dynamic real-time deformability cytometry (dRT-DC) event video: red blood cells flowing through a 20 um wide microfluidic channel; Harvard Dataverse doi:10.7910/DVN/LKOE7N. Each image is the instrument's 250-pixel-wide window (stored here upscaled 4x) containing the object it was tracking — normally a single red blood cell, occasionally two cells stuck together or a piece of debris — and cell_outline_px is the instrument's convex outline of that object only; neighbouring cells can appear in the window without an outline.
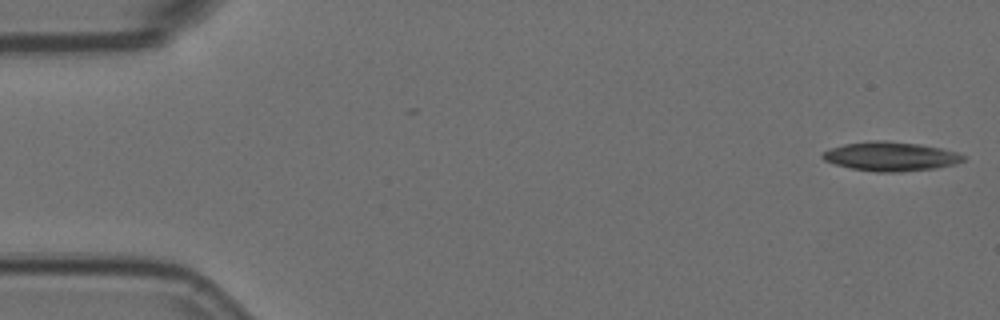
{"species": "Egyptian fruit bat (a non-hibernating species)", "species_latin": "Rousettus aegyptiacus", "temperature_condition": "room temperature", "stored_images_in_passage": 4, "camera_frame_rate_fps": 3000, "um_per_image_px": 0.085, "animal": {"sex": "female"}, "frame": {"image": 1, "passage_image": 1, "time_ms": 0.0, "image_size_px": [1000, 320], "cell_outline_px": [[964, 160], [956, 164], [936, 168], [900, 172], [876, 172], [852, 168], [836, 164], [824, 160], [820, 156], [824, 152], [832, 148], [844, 144], [868, 140], [884, 140], [920, 144], [940, 148], [956, 152], [964, 156]], "centroid_in_image_um": [75.71, 13.29], "position_along_channel_um": 9.3, "area_um2": 23.81}}